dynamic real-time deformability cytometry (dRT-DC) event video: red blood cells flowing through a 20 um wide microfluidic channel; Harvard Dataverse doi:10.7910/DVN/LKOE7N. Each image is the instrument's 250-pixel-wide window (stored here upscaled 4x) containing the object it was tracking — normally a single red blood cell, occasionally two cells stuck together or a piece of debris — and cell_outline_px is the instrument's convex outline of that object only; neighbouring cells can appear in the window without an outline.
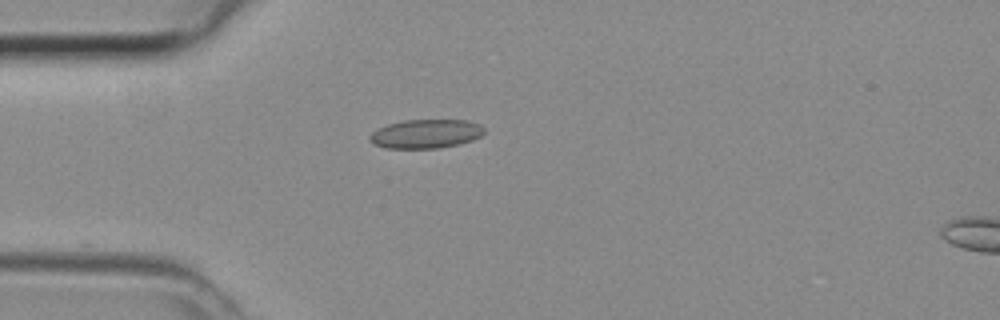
{"species": "common noctule bat (a hibernating species)", "species_latin": "Nyctalus noctula", "temperature_condition": "room temperature", "stored_images_in_passage": 34, "camera_frame_rate_fps": 3000, "um_per_image_px": 0.085, "animal": {"sex": "female", "body_mass_g": 29.2, "forearm_length_mm": 56.3}, "frame": {"image": 1, "passage_image": 1, "time_ms": 0.0, "image_size_px": [1000, 320], "cell_outline_px": [[484, 132], [480, 136], [472, 140], [460, 144], [440, 148], [384, 148], [372, 144], [368, 140], [368, 136], [372, 132], [388, 124], [404, 120], [468, 120], [480, 124], [484, 128]], "centroid_in_image_um": [36.18, 11.38], "position_along_channel_um": 48.8, "area_um2": 19.42}}
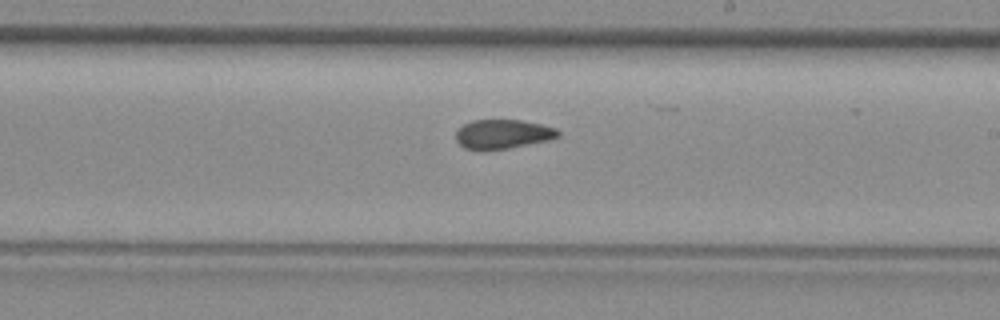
{"frame": {"image": 2, "passage_image": 15, "time_ms": 4.667, "image_size_px": [1000, 320], "cell_outline_px": [[560, 136], [548, 140], [508, 148], [484, 152], [480, 152], [464, 148], [456, 140], [456, 132], [464, 124], [472, 120], [520, 120], [540, 124], [556, 128], [560, 132]], "centroid_in_image_um": [42.7, 11.42], "position_along_channel_um": 246.3, "area_um2": 17.63}}
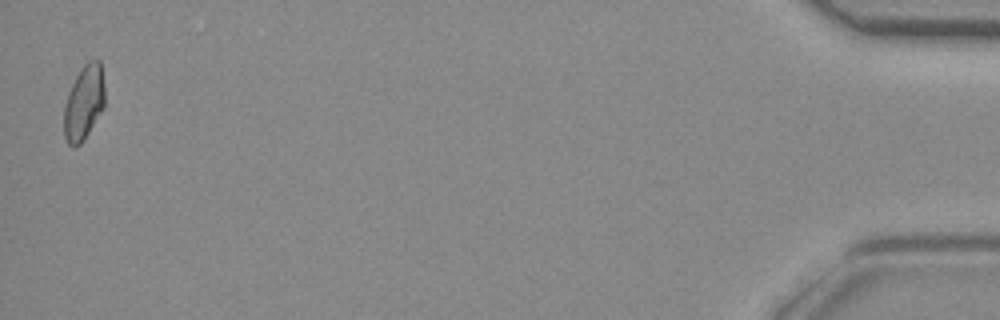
{"frame": {"image": 3, "passage_image": 34, "time_ms": 11.0, "image_size_px": [1000, 320], "cell_outline_px": [[104, 108], [80, 144], [76, 148], [72, 148], [68, 144], [64, 136], [64, 104], [68, 92], [80, 68], [88, 60], [100, 60], [104, 84]], "centroid_in_image_um": [7.12, 8.72], "position_along_channel_um": 428.1, "area_um2": 17.86}}